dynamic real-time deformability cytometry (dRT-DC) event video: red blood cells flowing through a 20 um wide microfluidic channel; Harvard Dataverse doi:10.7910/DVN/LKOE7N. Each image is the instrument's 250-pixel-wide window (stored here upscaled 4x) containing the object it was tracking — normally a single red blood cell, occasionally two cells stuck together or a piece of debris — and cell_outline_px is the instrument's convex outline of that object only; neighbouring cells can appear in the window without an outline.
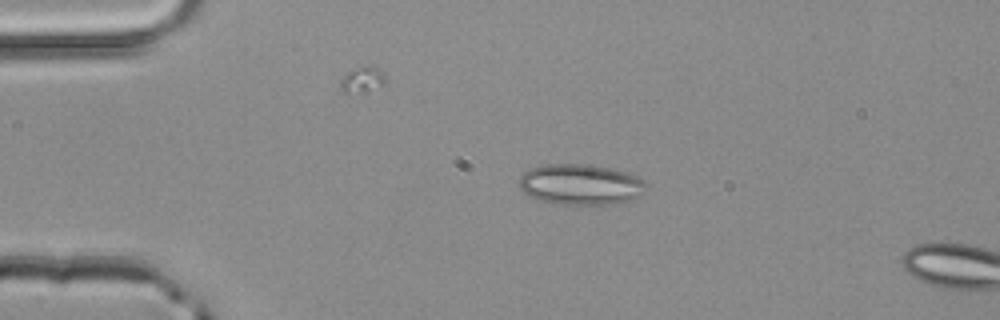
{"species": "common noctule bat (a hibernating species)", "species_latin": "Nyctalus noctula", "temperature_condition": "room temperature", "stored_images_in_passage": 3, "segment_of_instrument_passage": [2, 2], "camera_frame_rate_fps": 3000, "um_per_image_px": 0.085, "animal": {"sex": "male", "body_mass_g": 20.4}, "frame": {"image": 1, "passage_image": 3, "time_ms": 0.667, "image_size_px": [1000, 320], "cell_outline_px": [[648, 184], [640, 196], [632, 200], [620, 204], [556, 204], [540, 200], [524, 192], [520, 188], [520, 176], [524, 172], [532, 168], [544, 164], [584, 164], [612, 168], [632, 172], [644, 180]], "centroid_in_image_um": [49.43, 15.67], "position_along_channel_um": 35.6, "area_um2": 30.46}}